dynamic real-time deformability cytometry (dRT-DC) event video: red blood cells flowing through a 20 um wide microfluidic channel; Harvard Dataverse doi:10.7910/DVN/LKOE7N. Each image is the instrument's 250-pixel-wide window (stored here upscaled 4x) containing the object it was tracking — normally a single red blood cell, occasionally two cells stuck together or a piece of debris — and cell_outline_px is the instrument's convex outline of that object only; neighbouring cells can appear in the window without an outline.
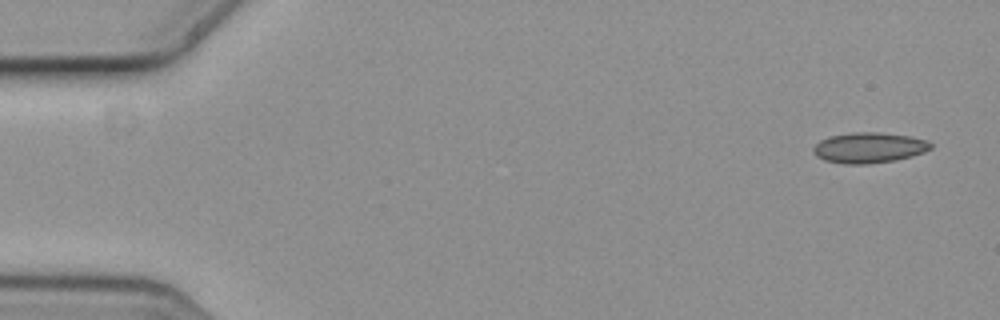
{"species": "common noctule bat (a hibernating species)", "species_latin": "Nyctalus noctula", "temperature_condition": "cold", "stored_images_in_passage": 4, "camera_frame_rate_fps": 3000, "um_per_image_px": 0.085, "animal": {"sex": "female", "body_mass_g": 19.3, "forearm_length_mm": 54.1}, "frame": {"image": 1, "passage_image": 1, "time_ms": 0.0, "image_size_px": [1000, 320], "cell_outline_px": [[932, 148], [924, 152], [912, 156], [896, 160], [868, 164], [844, 164], [824, 160], [816, 156], [812, 152], [812, 148], [820, 140], [828, 136], [852, 132], [880, 132], [912, 136], [928, 140], [932, 144]], "centroid_in_image_um": [73.87, 12.55], "position_along_channel_um": 11.1, "area_um2": 21.21}}
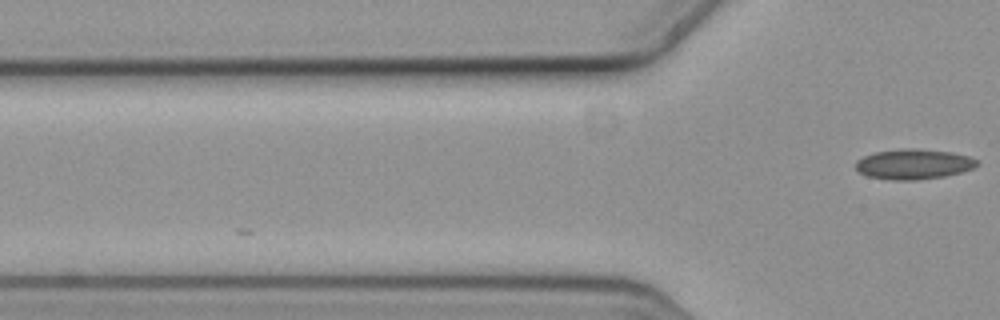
{"frame": {"image": 2, "passage_image": 4, "time_ms": 1.0, "image_size_px": [1000, 320], "cell_outline_px": [[980, 164], [972, 168], [960, 172], [944, 176], [916, 180], [892, 180], [868, 176], [860, 172], [856, 168], [856, 160], [864, 156], [876, 152], [900, 148], [920, 148], [952, 152], [968, 156], [980, 160]], "centroid_in_image_um": [77.68, 13.94], "position_along_channel_um": 48.1, "area_um2": 21.44}}